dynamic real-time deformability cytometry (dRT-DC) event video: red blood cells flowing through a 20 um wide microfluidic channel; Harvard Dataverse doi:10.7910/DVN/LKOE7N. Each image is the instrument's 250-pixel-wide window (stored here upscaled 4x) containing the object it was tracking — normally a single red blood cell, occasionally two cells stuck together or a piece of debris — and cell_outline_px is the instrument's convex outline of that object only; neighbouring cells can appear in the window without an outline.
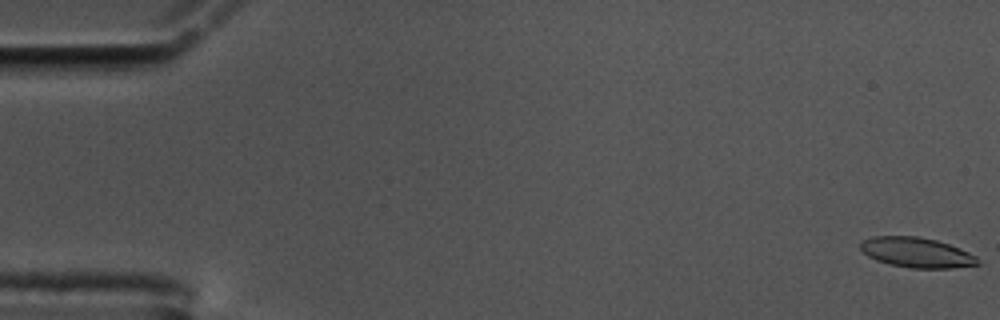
{"species": "common noctule bat (a hibernating species)", "species_latin": "Nyctalus noctula", "temperature_condition": "cold", "stored_images_in_passage": 59, "camera_frame_rate_fps": 3000, "um_per_image_px": 0.085, "animal": {"sex": "male", "body_mass_g": 17.5, "forearm_length_mm": 52.3}, "frame": {"image": 1, "passage_image": 1, "time_ms": 0.0, "image_size_px": [1000, 320], "cell_outline_px": [[980, 264], [952, 268], [912, 268], [892, 264], [876, 260], [868, 256], [860, 248], [860, 240], [872, 236], [920, 236], [936, 240], [960, 248], [976, 256]], "centroid_in_image_um": [77.9, 21.45], "position_along_channel_um": 7.1, "area_um2": 20.52}}
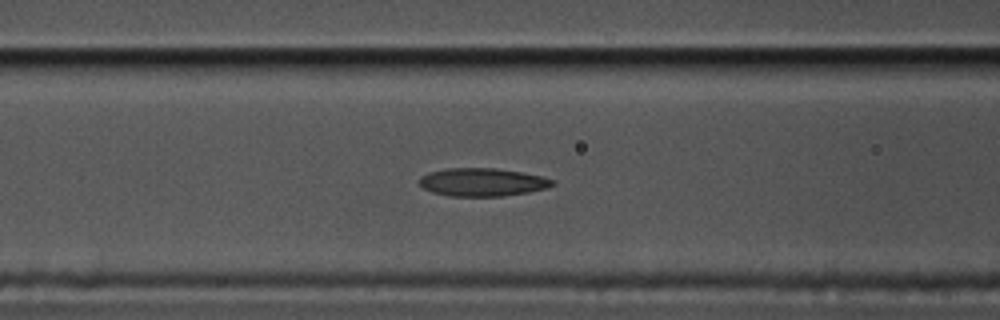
{"frame": {"image": 2, "passage_image": 24, "time_ms": 7.667, "image_size_px": [1000, 320], "cell_outline_px": [[556, 184], [548, 188], [528, 192], [500, 196], [452, 196], [432, 192], [424, 188], [420, 184], [420, 176], [428, 172], [448, 168], [496, 168], [520, 172], [540, 176], [556, 180]], "centroid_in_image_um": [41.02, 15.48], "position_along_channel_um": 125.6, "area_um2": 21.73}}
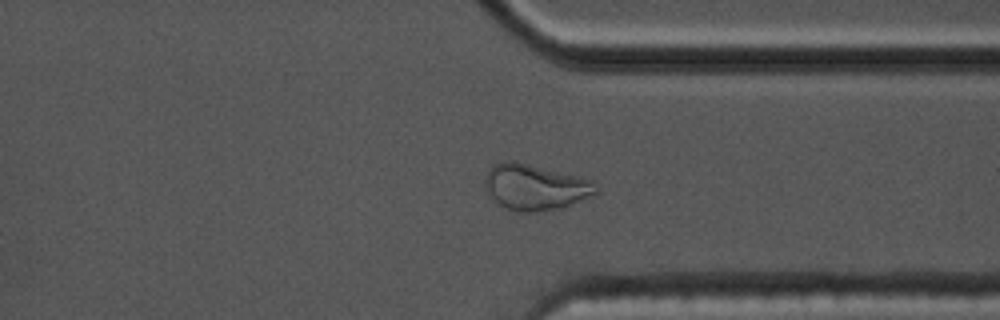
{"frame": {"image": 3, "passage_image": 45, "time_ms": 14.667, "image_size_px": [1000, 320], "cell_outline_px": [[600, 192], [596, 196], [564, 208], [536, 212], [516, 212], [500, 204], [488, 192], [484, 184], [484, 180], [492, 164], [504, 160], [512, 160], [596, 180]], "centroid_in_image_um": [45.6, 15.91], "position_along_channel_um": 365.8, "area_um2": 30.29}, "authors_computed_cell_mechanics": {"area_um2": 21.7906, "velocity_mm_per_s": 3.4375, "shape_relaxation_time_tau1_ms": null, "shape_relaxation_time_tau2_ms": 2.9623, "deformation_change_tau1": null, "deformation_change_tau2": 0.0913}}